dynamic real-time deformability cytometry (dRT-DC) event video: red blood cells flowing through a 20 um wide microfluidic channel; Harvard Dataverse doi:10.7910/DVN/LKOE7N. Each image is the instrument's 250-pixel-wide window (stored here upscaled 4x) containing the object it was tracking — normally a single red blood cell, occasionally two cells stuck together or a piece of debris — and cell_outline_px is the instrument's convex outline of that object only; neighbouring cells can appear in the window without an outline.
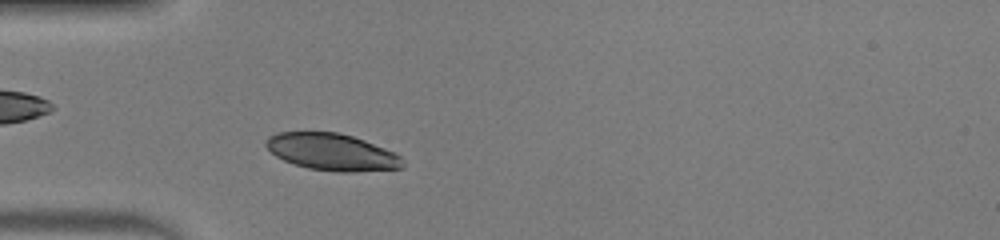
{"species": "human", "species_latin": "Homo sapiens", "temperature_condition": "warm", "stored_images_in_passage": 40, "camera_frame_rate_fps": 3000, "um_per_image_px": 0.085, "donor": {"sex": "male"}, "frame": {"image": 1, "passage_image": 5, "time_ms": 1.333, "image_size_px": [1000, 240], "cell_outline_px": [[404, 168], [356, 172], [336, 172], [308, 168], [284, 160], [276, 156], [264, 144], [264, 140], [268, 136], [276, 132], [340, 132], [364, 140], [396, 152], [400, 156], [404, 164]], "centroid_in_image_um": [28.23, 12.92], "position_along_channel_um": 56.8, "area_um2": 29.59}}
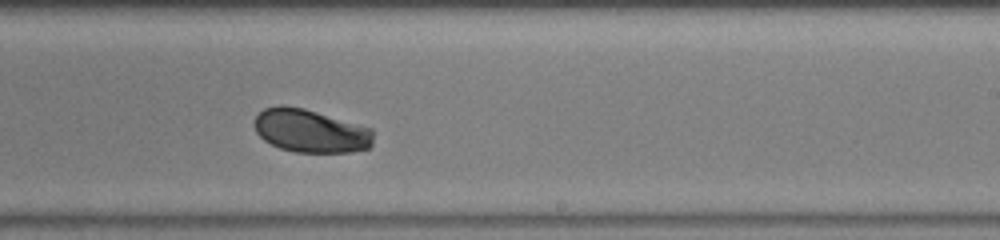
{"frame": {"image": 2, "passage_image": 21, "time_ms": 6.667, "image_size_px": [1000, 240], "cell_outline_px": [[372, 144], [368, 148], [352, 152], [296, 152], [280, 148], [264, 140], [256, 132], [252, 124], [252, 120], [264, 108], [280, 104], [284, 104], [304, 108], [372, 128]], "centroid_in_image_um": [26.35, 11.11], "position_along_channel_um": 262.7, "area_um2": 30.17}}
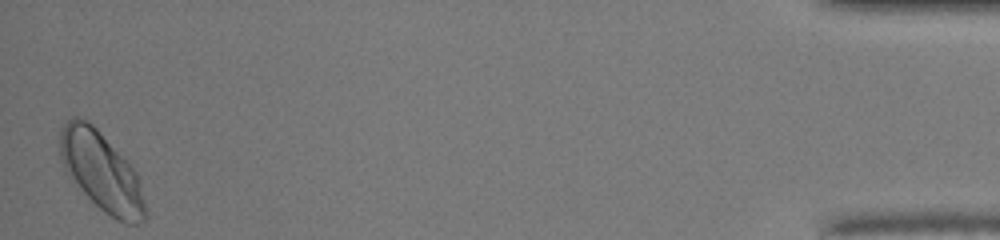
{"frame": {"image": 3, "passage_image": 40, "time_ms": 13.0, "image_size_px": [1000, 240], "cell_outline_px": [[144, 220], [136, 224], [128, 224], [116, 220], [104, 212], [68, 176], [64, 168], [60, 156], [60, 132], [64, 124], [72, 116], [76, 116], [88, 120], [132, 164], [136, 172], [144, 204]], "centroid_in_image_um": [8.6, 14.54], "position_along_channel_um": 426.6, "area_um2": 38.78}, "authors_computed_cell_mechanics": {"area_um2": 30.8074, "velocity_mm_per_s": 3.9978, "shape_relaxation_time_tau1_ms": 2.0314, "shape_relaxation_time_tau2_ms": null, "deformation_change_tau1": 0.0992, "deformation_change_tau2": null}}